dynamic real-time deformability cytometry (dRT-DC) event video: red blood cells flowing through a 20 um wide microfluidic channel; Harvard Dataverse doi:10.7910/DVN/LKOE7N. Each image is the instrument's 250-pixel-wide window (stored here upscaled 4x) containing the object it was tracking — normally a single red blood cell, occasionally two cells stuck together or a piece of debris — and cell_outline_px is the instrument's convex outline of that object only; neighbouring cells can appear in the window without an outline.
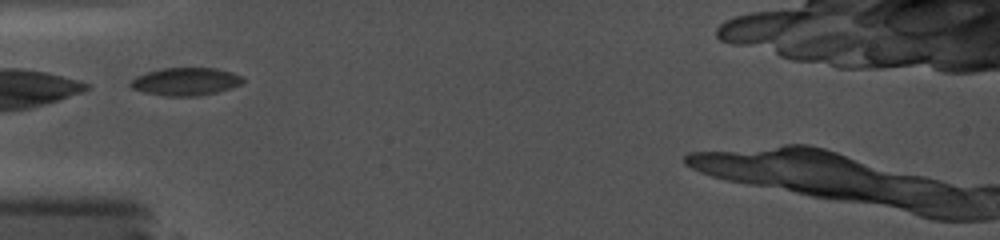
{"species": "common noctule bat (a hibernating species)", "species_latin": "Nyctalus noctula", "temperature_condition": "cold", "stored_images_in_passage": 40, "camera_frame_rate_fps": 5000, "um_per_image_px": 0.085, "animal": {"sex": "female", "body_mass_g": 19.0, "forearm_length_mm": 56.7}, "frame": {"image": 1, "passage_image": 1, "time_ms": 0.0, "image_size_px": [1000, 240], "cell_outline_px": [[244, 80], [240, 84], [232, 88], [200, 96], [164, 96], [144, 92], [132, 88], [128, 84], [136, 76], [144, 72], [160, 68], [216, 68], [232, 72], [244, 76]], "centroid_in_image_um": [15.78, 6.93], "position_along_channel_um": 69.2, "area_um2": 18.44}}